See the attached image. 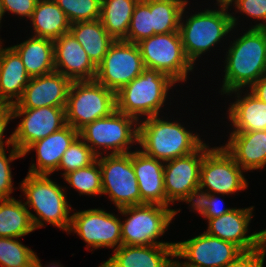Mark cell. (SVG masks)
I'll list each match as a JSON object with an SVG mask.
<instances>
[{
	"instance_id": "cell-37",
	"label": "cell",
	"mask_w": 266,
	"mask_h": 267,
	"mask_svg": "<svg viewBox=\"0 0 266 267\" xmlns=\"http://www.w3.org/2000/svg\"><path fill=\"white\" fill-rule=\"evenodd\" d=\"M9 149L8 156L6 155L5 148L0 150V200L14 198L10 196L13 190H15L10 163L23 157V154L15 146L9 147Z\"/></svg>"
},
{
	"instance_id": "cell-7",
	"label": "cell",
	"mask_w": 266,
	"mask_h": 267,
	"mask_svg": "<svg viewBox=\"0 0 266 267\" xmlns=\"http://www.w3.org/2000/svg\"><path fill=\"white\" fill-rule=\"evenodd\" d=\"M79 137L97 156L129 153L138 145V121L116 109L83 127Z\"/></svg>"
},
{
	"instance_id": "cell-32",
	"label": "cell",
	"mask_w": 266,
	"mask_h": 267,
	"mask_svg": "<svg viewBox=\"0 0 266 267\" xmlns=\"http://www.w3.org/2000/svg\"><path fill=\"white\" fill-rule=\"evenodd\" d=\"M63 178L80 196L102 195L101 169L98 159L91 165L65 174Z\"/></svg>"
},
{
	"instance_id": "cell-14",
	"label": "cell",
	"mask_w": 266,
	"mask_h": 267,
	"mask_svg": "<svg viewBox=\"0 0 266 267\" xmlns=\"http://www.w3.org/2000/svg\"><path fill=\"white\" fill-rule=\"evenodd\" d=\"M242 253L235 244L205 231L186 241L175 242L176 267H225Z\"/></svg>"
},
{
	"instance_id": "cell-40",
	"label": "cell",
	"mask_w": 266,
	"mask_h": 267,
	"mask_svg": "<svg viewBox=\"0 0 266 267\" xmlns=\"http://www.w3.org/2000/svg\"><path fill=\"white\" fill-rule=\"evenodd\" d=\"M266 257V242L252 251L243 252L225 267H264Z\"/></svg>"
},
{
	"instance_id": "cell-46",
	"label": "cell",
	"mask_w": 266,
	"mask_h": 267,
	"mask_svg": "<svg viewBox=\"0 0 266 267\" xmlns=\"http://www.w3.org/2000/svg\"><path fill=\"white\" fill-rule=\"evenodd\" d=\"M235 0H216V5H218V7H228L229 9L232 8V3ZM231 6V7H230Z\"/></svg>"
},
{
	"instance_id": "cell-42",
	"label": "cell",
	"mask_w": 266,
	"mask_h": 267,
	"mask_svg": "<svg viewBox=\"0 0 266 267\" xmlns=\"http://www.w3.org/2000/svg\"><path fill=\"white\" fill-rule=\"evenodd\" d=\"M13 120V113L11 105H7L1 112H0V150L7 147L9 151V147L14 146L13 142V134L6 138L7 140H3L5 137L4 132L7 129L8 123Z\"/></svg>"
},
{
	"instance_id": "cell-43",
	"label": "cell",
	"mask_w": 266,
	"mask_h": 267,
	"mask_svg": "<svg viewBox=\"0 0 266 267\" xmlns=\"http://www.w3.org/2000/svg\"><path fill=\"white\" fill-rule=\"evenodd\" d=\"M220 194H210V204L206 209L204 219L217 218L229 212L233 207H224V201L220 198Z\"/></svg>"
},
{
	"instance_id": "cell-21",
	"label": "cell",
	"mask_w": 266,
	"mask_h": 267,
	"mask_svg": "<svg viewBox=\"0 0 266 267\" xmlns=\"http://www.w3.org/2000/svg\"><path fill=\"white\" fill-rule=\"evenodd\" d=\"M98 267H176L175 245H121Z\"/></svg>"
},
{
	"instance_id": "cell-23",
	"label": "cell",
	"mask_w": 266,
	"mask_h": 267,
	"mask_svg": "<svg viewBox=\"0 0 266 267\" xmlns=\"http://www.w3.org/2000/svg\"><path fill=\"white\" fill-rule=\"evenodd\" d=\"M224 144L223 147L245 172L266 166V130L231 132Z\"/></svg>"
},
{
	"instance_id": "cell-41",
	"label": "cell",
	"mask_w": 266,
	"mask_h": 267,
	"mask_svg": "<svg viewBox=\"0 0 266 267\" xmlns=\"http://www.w3.org/2000/svg\"><path fill=\"white\" fill-rule=\"evenodd\" d=\"M38 0H2L5 13L17 15L18 18L22 17L28 20L31 18L34 12L36 3Z\"/></svg>"
},
{
	"instance_id": "cell-33",
	"label": "cell",
	"mask_w": 266,
	"mask_h": 267,
	"mask_svg": "<svg viewBox=\"0 0 266 267\" xmlns=\"http://www.w3.org/2000/svg\"><path fill=\"white\" fill-rule=\"evenodd\" d=\"M20 241V238L0 237L1 267H34L37 253Z\"/></svg>"
},
{
	"instance_id": "cell-35",
	"label": "cell",
	"mask_w": 266,
	"mask_h": 267,
	"mask_svg": "<svg viewBox=\"0 0 266 267\" xmlns=\"http://www.w3.org/2000/svg\"><path fill=\"white\" fill-rule=\"evenodd\" d=\"M97 159V155L92 149L78 137L64 152L60 160L57 171H63L62 177L80 168L91 165Z\"/></svg>"
},
{
	"instance_id": "cell-16",
	"label": "cell",
	"mask_w": 266,
	"mask_h": 267,
	"mask_svg": "<svg viewBox=\"0 0 266 267\" xmlns=\"http://www.w3.org/2000/svg\"><path fill=\"white\" fill-rule=\"evenodd\" d=\"M253 210L254 206L234 207L220 217L205 219L208 221L205 232L235 244L243 252L260 248L266 242V229L250 234L249 224L253 219Z\"/></svg>"
},
{
	"instance_id": "cell-48",
	"label": "cell",
	"mask_w": 266,
	"mask_h": 267,
	"mask_svg": "<svg viewBox=\"0 0 266 267\" xmlns=\"http://www.w3.org/2000/svg\"><path fill=\"white\" fill-rule=\"evenodd\" d=\"M8 105V103L0 96V112Z\"/></svg>"
},
{
	"instance_id": "cell-47",
	"label": "cell",
	"mask_w": 266,
	"mask_h": 267,
	"mask_svg": "<svg viewBox=\"0 0 266 267\" xmlns=\"http://www.w3.org/2000/svg\"><path fill=\"white\" fill-rule=\"evenodd\" d=\"M3 16H5V11H4V7L2 4V0H0V28L2 27L1 26V22H2L1 20H2Z\"/></svg>"
},
{
	"instance_id": "cell-29",
	"label": "cell",
	"mask_w": 266,
	"mask_h": 267,
	"mask_svg": "<svg viewBox=\"0 0 266 267\" xmlns=\"http://www.w3.org/2000/svg\"><path fill=\"white\" fill-rule=\"evenodd\" d=\"M35 228L23 200L11 198L0 200V237H24Z\"/></svg>"
},
{
	"instance_id": "cell-1",
	"label": "cell",
	"mask_w": 266,
	"mask_h": 267,
	"mask_svg": "<svg viewBox=\"0 0 266 267\" xmlns=\"http://www.w3.org/2000/svg\"><path fill=\"white\" fill-rule=\"evenodd\" d=\"M244 31L226 49L221 95L249 89L266 73V28Z\"/></svg>"
},
{
	"instance_id": "cell-19",
	"label": "cell",
	"mask_w": 266,
	"mask_h": 267,
	"mask_svg": "<svg viewBox=\"0 0 266 267\" xmlns=\"http://www.w3.org/2000/svg\"><path fill=\"white\" fill-rule=\"evenodd\" d=\"M54 65L71 81L95 80L97 66L70 32L54 40Z\"/></svg>"
},
{
	"instance_id": "cell-34",
	"label": "cell",
	"mask_w": 266,
	"mask_h": 267,
	"mask_svg": "<svg viewBox=\"0 0 266 267\" xmlns=\"http://www.w3.org/2000/svg\"><path fill=\"white\" fill-rule=\"evenodd\" d=\"M153 35L150 0H139L134 7L127 36L123 40L137 44Z\"/></svg>"
},
{
	"instance_id": "cell-4",
	"label": "cell",
	"mask_w": 266,
	"mask_h": 267,
	"mask_svg": "<svg viewBox=\"0 0 266 267\" xmlns=\"http://www.w3.org/2000/svg\"><path fill=\"white\" fill-rule=\"evenodd\" d=\"M19 188L25 195L24 204L30 211L35 230L51 224L65 232L69 231L70 212L74 209L67 201L66 187L57 184L50 175L28 173L20 182ZM29 208H32L36 214H33Z\"/></svg>"
},
{
	"instance_id": "cell-8",
	"label": "cell",
	"mask_w": 266,
	"mask_h": 267,
	"mask_svg": "<svg viewBox=\"0 0 266 267\" xmlns=\"http://www.w3.org/2000/svg\"><path fill=\"white\" fill-rule=\"evenodd\" d=\"M116 110V93L93 81H72L65 108L66 124L78 132Z\"/></svg>"
},
{
	"instance_id": "cell-9",
	"label": "cell",
	"mask_w": 266,
	"mask_h": 267,
	"mask_svg": "<svg viewBox=\"0 0 266 267\" xmlns=\"http://www.w3.org/2000/svg\"><path fill=\"white\" fill-rule=\"evenodd\" d=\"M137 45L145 68L161 71L176 83L186 82L195 68L185 54L179 31L155 34Z\"/></svg>"
},
{
	"instance_id": "cell-13",
	"label": "cell",
	"mask_w": 266,
	"mask_h": 267,
	"mask_svg": "<svg viewBox=\"0 0 266 267\" xmlns=\"http://www.w3.org/2000/svg\"><path fill=\"white\" fill-rule=\"evenodd\" d=\"M118 217L103 208L78 210L71 214L67 233L78 234L91 252L102 247L116 250L122 245L121 219Z\"/></svg>"
},
{
	"instance_id": "cell-11",
	"label": "cell",
	"mask_w": 266,
	"mask_h": 267,
	"mask_svg": "<svg viewBox=\"0 0 266 267\" xmlns=\"http://www.w3.org/2000/svg\"><path fill=\"white\" fill-rule=\"evenodd\" d=\"M245 171L221 145L212 147L204 142V157L200 167V186L210 194L229 196L248 188Z\"/></svg>"
},
{
	"instance_id": "cell-27",
	"label": "cell",
	"mask_w": 266,
	"mask_h": 267,
	"mask_svg": "<svg viewBox=\"0 0 266 267\" xmlns=\"http://www.w3.org/2000/svg\"><path fill=\"white\" fill-rule=\"evenodd\" d=\"M29 20L35 37L55 40L70 31L71 23L54 0H38Z\"/></svg>"
},
{
	"instance_id": "cell-44",
	"label": "cell",
	"mask_w": 266,
	"mask_h": 267,
	"mask_svg": "<svg viewBox=\"0 0 266 267\" xmlns=\"http://www.w3.org/2000/svg\"><path fill=\"white\" fill-rule=\"evenodd\" d=\"M249 91L266 103V73L249 88Z\"/></svg>"
},
{
	"instance_id": "cell-6",
	"label": "cell",
	"mask_w": 266,
	"mask_h": 267,
	"mask_svg": "<svg viewBox=\"0 0 266 267\" xmlns=\"http://www.w3.org/2000/svg\"><path fill=\"white\" fill-rule=\"evenodd\" d=\"M180 211V208L175 210L158 204H142L118 209L119 214L126 217L121 221L122 245H175V242L158 240Z\"/></svg>"
},
{
	"instance_id": "cell-24",
	"label": "cell",
	"mask_w": 266,
	"mask_h": 267,
	"mask_svg": "<svg viewBox=\"0 0 266 267\" xmlns=\"http://www.w3.org/2000/svg\"><path fill=\"white\" fill-rule=\"evenodd\" d=\"M236 90L226 96L235 94V101L229 103L228 121L233 128L231 132H251L266 130V103L259 100L249 90ZM243 93V95H242Z\"/></svg>"
},
{
	"instance_id": "cell-31",
	"label": "cell",
	"mask_w": 266,
	"mask_h": 267,
	"mask_svg": "<svg viewBox=\"0 0 266 267\" xmlns=\"http://www.w3.org/2000/svg\"><path fill=\"white\" fill-rule=\"evenodd\" d=\"M189 0H150L152 28L155 34L179 31L181 15Z\"/></svg>"
},
{
	"instance_id": "cell-36",
	"label": "cell",
	"mask_w": 266,
	"mask_h": 267,
	"mask_svg": "<svg viewBox=\"0 0 266 267\" xmlns=\"http://www.w3.org/2000/svg\"><path fill=\"white\" fill-rule=\"evenodd\" d=\"M66 14L69 22L100 19L102 0H54Z\"/></svg>"
},
{
	"instance_id": "cell-15",
	"label": "cell",
	"mask_w": 266,
	"mask_h": 267,
	"mask_svg": "<svg viewBox=\"0 0 266 267\" xmlns=\"http://www.w3.org/2000/svg\"><path fill=\"white\" fill-rule=\"evenodd\" d=\"M13 119L21 118L13 134L14 146L23 154L34 142L66 125L64 107L12 108Z\"/></svg>"
},
{
	"instance_id": "cell-38",
	"label": "cell",
	"mask_w": 266,
	"mask_h": 267,
	"mask_svg": "<svg viewBox=\"0 0 266 267\" xmlns=\"http://www.w3.org/2000/svg\"><path fill=\"white\" fill-rule=\"evenodd\" d=\"M235 14L238 12L256 19L259 23L250 26V28H266V0H235L233 3Z\"/></svg>"
},
{
	"instance_id": "cell-39",
	"label": "cell",
	"mask_w": 266,
	"mask_h": 267,
	"mask_svg": "<svg viewBox=\"0 0 266 267\" xmlns=\"http://www.w3.org/2000/svg\"><path fill=\"white\" fill-rule=\"evenodd\" d=\"M180 202H185L191 207L190 211H196L204 217L210 204V193L199 185L180 199Z\"/></svg>"
},
{
	"instance_id": "cell-22",
	"label": "cell",
	"mask_w": 266,
	"mask_h": 267,
	"mask_svg": "<svg viewBox=\"0 0 266 267\" xmlns=\"http://www.w3.org/2000/svg\"><path fill=\"white\" fill-rule=\"evenodd\" d=\"M132 151V164L142 204H158L166 207L164 187V162L144 154L135 147Z\"/></svg>"
},
{
	"instance_id": "cell-2",
	"label": "cell",
	"mask_w": 266,
	"mask_h": 267,
	"mask_svg": "<svg viewBox=\"0 0 266 267\" xmlns=\"http://www.w3.org/2000/svg\"><path fill=\"white\" fill-rule=\"evenodd\" d=\"M187 7L188 4L181 15L179 33L185 54L195 66L201 55L210 52L221 40L226 39L225 36L237 29L240 16H234L228 7L204 8L203 11L186 15Z\"/></svg>"
},
{
	"instance_id": "cell-3",
	"label": "cell",
	"mask_w": 266,
	"mask_h": 267,
	"mask_svg": "<svg viewBox=\"0 0 266 267\" xmlns=\"http://www.w3.org/2000/svg\"><path fill=\"white\" fill-rule=\"evenodd\" d=\"M163 117L156 115L138 122V148L147 156L167 162L196 151L204 143L199 133Z\"/></svg>"
},
{
	"instance_id": "cell-25",
	"label": "cell",
	"mask_w": 266,
	"mask_h": 267,
	"mask_svg": "<svg viewBox=\"0 0 266 267\" xmlns=\"http://www.w3.org/2000/svg\"><path fill=\"white\" fill-rule=\"evenodd\" d=\"M0 39V96L9 104L16 103L23 95L31 77L18 53L4 47Z\"/></svg>"
},
{
	"instance_id": "cell-12",
	"label": "cell",
	"mask_w": 266,
	"mask_h": 267,
	"mask_svg": "<svg viewBox=\"0 0 266 267\" xmlns=\"http://www.w3.org/2000/svg\"><path fill=\"white\" fill-rule=\"evenodd\" d=\"M145 69L137 44L115 40L98 64L95 80L117 93Z\"/></svg>"
},
{
	"instance_id": "cell-45",
	"label": "cell",
	"mask_w": 266,
	"mask_h": 267,
	"mask_svg": "<svg viewBox=\"0 0 266 267\" xmlns=\"http://www.w3.org/2000/svg\"><path fill=\"white\" fill-rule=\"evenodd\" d=\"M34 267H63L61 264H59V262H54V263H50L49 265H45V266H42L41 264V260L39 259V257L35 256V259H34Z\"/></svg>"
},
{
	"instance_id": "cell-17",
	"label": "cell",
	"mask_w": 266,
	"mask_h": 267,
	"mask_svg": "<svg viewBox=\"0 0 266 267\" xmlns=\"http://www.w3.org/2000/svg\"><path fill=\"white\" fill-rule=\"evenodd\" d=\"M204 157V143L194 152L164 162L166 207L180 201L200 185V167Z\"/></svg>"
},
{
	"instance_id": "cell-18",
	"label": "cell",
	"mask_w": 266,
	"mask_h": 267,
	"mask_svg": "<svg viewBox=\"0 0 266 267\" xmlns=\"http://www.w3.org/2000/svg\"><path fill=\"white\" fill-rule=\"evenodd\" d=\"M72 81L59 72L31 77L22 97L11 108H40L45 106L66 108Z\"/></svg>"
},
{
	"instance_id": "cell-20",
	"label": "cell",
	"mask_w": 266,
	"mask_h": 267,
	"mask_svg": "<svg viewBox=\"0 0 266 267\" xmlns=\"http://www.w3.org/2000/svg\"><path fill=\"white\" fill-rule=\"evenodd\" d=\"M79 137V132L69 124L49 136L31 144L23 153V157L32 150L36 152V163L28 170L30 174L51 175L56 172L64 152Z\"/></svg>"
},
{
	"instance_id": "cell-26",
	"label": "cell",
	"mask_w": 266,
	"mask_h": 267,
	"mask_svg": "<svg viewBox=\"0 0 266 267\" xmlns=\"http://www.w3.org/2000/svg\"><path fill=\"white\" fill-rule=\"evenodd\" d=\"M18 53L30 77L55 71L54 40L30 36L20 44L11 45Z\"/></svg>"
},
{
	"instance_id": "cell-5",
	"label": "cell",
	"mask_w": 266,
	"mask_h": 267,
	"mask_svg": "<svg viewBox=\"0 0 266 267\" xmlns=\"http://www.w3.org/2000/svg\"><path fill=\"white\" fill-rule=\"evenodd\" d=\"M176 84L167 74L145 68L142 74L116 93V109L138 122L141 117L160 115L169 99V90Z\"/></svg>"
},
{
	"instance_id": "cell-30",
	"label": "cell",
	"mask_w": 266,
	"mask_h": 267,
	"mask_svg": "<svg viewBox=\"0 0 266 267\" xmlns=\"http://www.w3.org/2000/svg\"><path fill=\"white\" fill-rule=\"evenodd\" d=\"M139 0H102L100 21L114 40L128 33L135 5Z\"/></svg>"
},
{
	"instance_id": "cell-10",
	"label": "cell",
	"mask_w": 266,
	"mask_h": 267,
	"mask_svg": "<svg viewBox=\"0 0 266 267\" xmlns=\"http://www.w3.org/2000/svg\"><path fill=\"white\" fill-rule=\"evenodd\" d=\"M101 169L102 194L117 210L142 205L138 181L132 164V152L97 156Z\"/></svg>"
},
{
	"instance_id": "cell-28",
	"label": "cell",
	"mask_w": 266,
	"mask_h": 267,
	"mask_svg": "<svg viewBox=\"0 0 266 267\" xmlns=\"http://www.w3.org/2000/svg\"><path fill=\"white\" fill-rule=\"evenodd\" d=\"M69 32L96 66L104 59L109 46L115 41L108 34L100 19L72 23Z\"/></svg>"
}]
</instances>
